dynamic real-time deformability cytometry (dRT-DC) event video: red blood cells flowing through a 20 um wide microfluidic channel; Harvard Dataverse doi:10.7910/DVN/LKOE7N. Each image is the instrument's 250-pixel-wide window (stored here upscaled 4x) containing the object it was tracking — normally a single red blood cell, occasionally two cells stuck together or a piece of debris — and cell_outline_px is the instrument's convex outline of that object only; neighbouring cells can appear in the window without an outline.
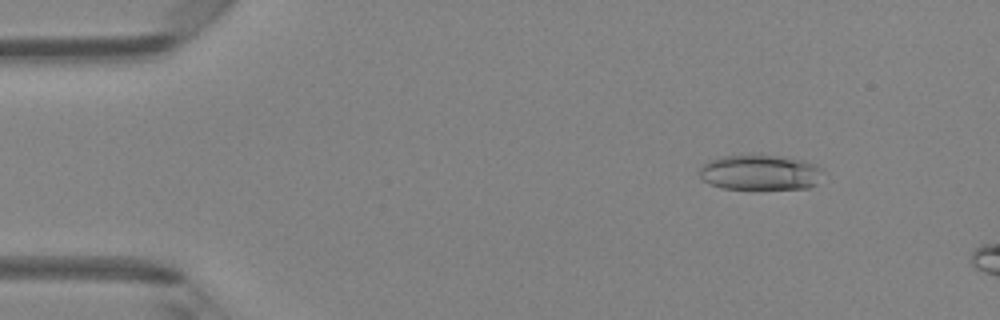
{"species": "Egyptian fruit bat (a non-hibernating species)", "species_latin": "Rousettus aegyptiacus", "temperature_condition": "room temperature", "stored_images_in_passage": 6, "camera_frame_rate_fps": 3000, "um_per_image_px": 0.085, "animal": {"sex": "female"}, "frame": {"image": 1, "passage_image": 1, "time_ms": 0.0, "image_size_px": [1000, 320], "cell_outline_px": [[820, 168], [816, 184], [808, 188], [720, 188], [704, 180], [700, 176], [700, 164], [708, 160], [724, 156], [776, 156], [800, 160], [812, 164]], "centroid_in_image_um": [64.52, 14.66], "position_along_channel_um": 20.5, "area_um2": 24.51}}